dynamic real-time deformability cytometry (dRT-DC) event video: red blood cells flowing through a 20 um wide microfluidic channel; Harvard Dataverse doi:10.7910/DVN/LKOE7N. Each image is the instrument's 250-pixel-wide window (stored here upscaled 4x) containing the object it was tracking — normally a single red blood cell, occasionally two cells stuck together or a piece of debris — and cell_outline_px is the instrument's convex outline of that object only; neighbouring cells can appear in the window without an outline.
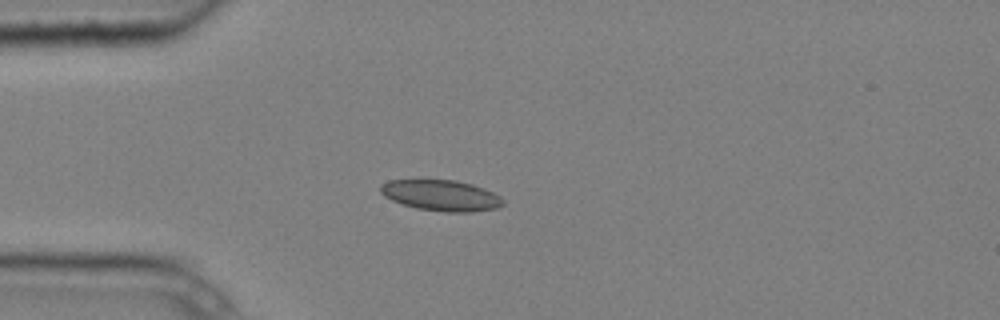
{"species": "common noctule bat (a hibernating species)", "species_latin": "Nyctalus noctula", "temperature_condition": "cold", "stored_images_in_passage": 3, "camera_frame_rate_fps": 3000, "um_per_image_px": 0.085, "animal": {"sex": "male", "body_mass_g": 20.4}, "frame": {"image": 1, "passage_image": 3, "time_ms": 0.667, "image_size_px": [1000, 320], "cell_outline_px": [[504, 204], [496, 208], [472, 212], [444, 212], [416, 208], [392, 200], [384, 196], [380, 192], [380, 184], [388, 180], [456, 180], [472, 184], [484, 188], [500, 196], [504, 200]], "centroid_in_image_um": [37.5, 16.61], "position_along_channel_um": 47.5, "area_um2": 22.08}}